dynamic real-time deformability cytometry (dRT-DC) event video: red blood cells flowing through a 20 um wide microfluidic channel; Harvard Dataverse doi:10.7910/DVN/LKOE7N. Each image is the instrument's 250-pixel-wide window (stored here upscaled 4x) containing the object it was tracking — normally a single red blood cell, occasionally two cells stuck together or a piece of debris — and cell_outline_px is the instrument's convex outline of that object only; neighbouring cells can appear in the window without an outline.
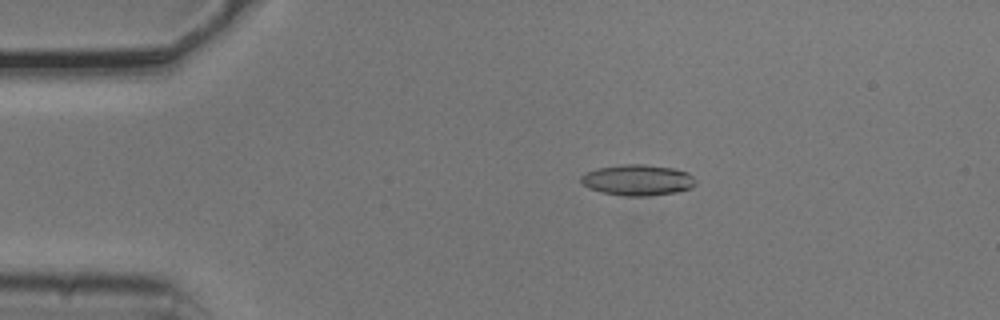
{"species": "common noctule bat (a hibernating species)", "species_latin": "Nyctalus noctula", "temperature_condition": "cold", "stored_images_in_passage": 4, "camera_frame_rate_fps": 3000, "um_per_image_px": 0.085, "animal": {"sex": "male", "body_mass_g": 20.5, "forearm_length_mm": 52.5}, "frame": {"image": 1, "passage_image": 3, "time_ms": 0.667, "image_size_px": [1000, 320], "cell_outline_px": [[696, 184], [692, 188], [676, 192], [648, 196], [624, 196], [604, 192], [588, 188], [580, 180], [580, 176], [584, 172], [596, 168], [620, 164], [644, 164], [672, 168], [688, 172], [696, 180]], "centroid_in_image_um": [54.19, 15.29], "position_along_channel_um": 30.8, "area_um2": 20.81}}